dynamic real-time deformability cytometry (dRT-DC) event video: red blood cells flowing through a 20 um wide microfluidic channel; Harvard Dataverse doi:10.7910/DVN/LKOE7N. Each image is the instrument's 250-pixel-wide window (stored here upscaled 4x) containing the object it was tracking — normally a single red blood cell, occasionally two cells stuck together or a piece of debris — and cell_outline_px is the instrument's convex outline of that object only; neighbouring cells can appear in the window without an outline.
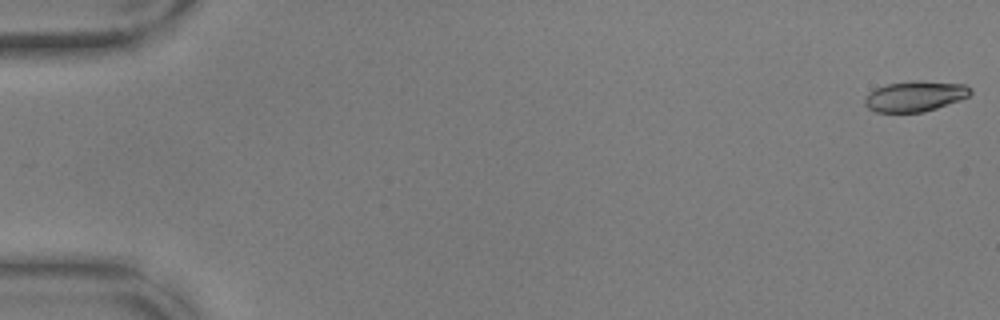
{"species": "common noctule bat (a hibernating species)", "species_latin": "Nyctalus noctula", "temperature_condition": "warm", "stored_images_in_passage": 56, "camera_frame_rate_fps": 3000, "um_per_image_px": 0.085, "animal": {"sex": "male", "body_mass_g": 17.9, "forearm_length_mm": 54.2}, "frame": {"image": 1, "passage_image": 1, "time_ms": 0.0, "image_size_px": [1000, 320], "cell_outline_px": [[972, 92], [968, 96], [960, 100], [924, 112], [876, 112], [868, 108], [864, 104], [864, 100], [876, 88], [888, 84], [908, 80], [920, 80], [964, 84], [972, 88]], "centroid_in_image_um": [77.81, 8.17], "position_along_channel_um": 7.2, "area_um2": 18.79}}
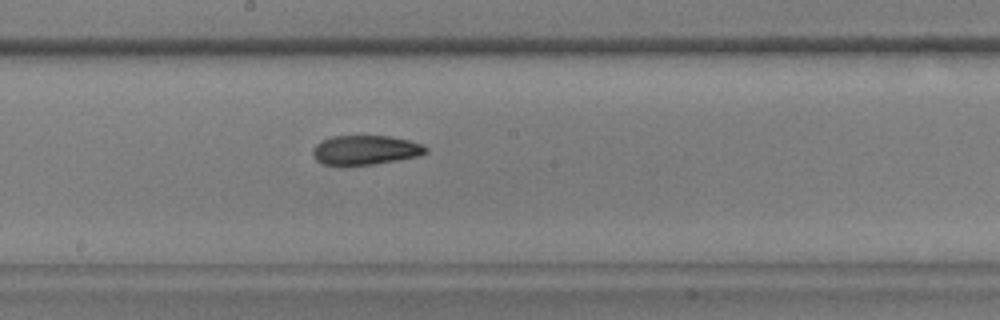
{"frame": {"image": 2, "passage_image": 31, "time_ms": 10.0, "image_size_px": [1000, 320], "cell_outline_px": [[428, 152], [420, 156], [372, 164], [320, 164], [312, 156], [312, 148], [320, 140], [332, 136], [388, 136], [412, 140], [424, 144], [428, 148]], "centroid_in_image_um": [31.08, 12.73], "position_along_channel_um": 217.1, "area_um2": 19.48}}
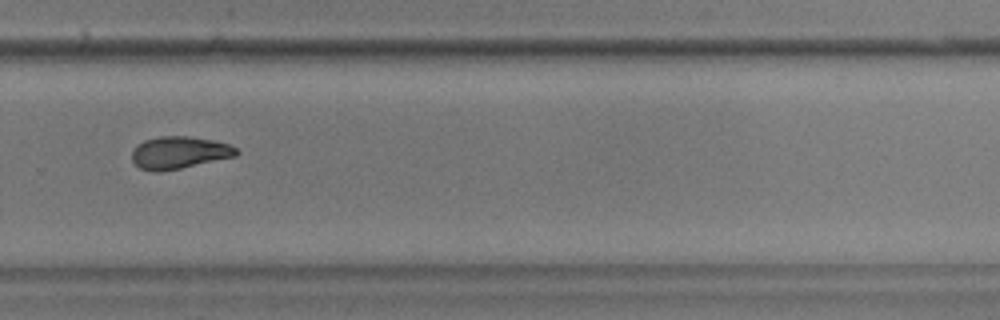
{"frame": {"image": 3, "passage_image": 39, "time_ms": 12.667, "image_size_px": [1000, 320], "cell_outline_px": [[240, 152], [236, 156], [180, 168], [160, 172], [152, 172], [140, 168], [132, 160], [132, 152], [136, 144], [144, 140], [160, 136], [188, 136], [212, 140], [228, 144], [236, 148]], "centroid_in_image_um": [15.2, 12.97], "position_along_channel_um": 314.6, "area_um2": 19.65}, "authors_computed_cell_mechanics": {"area_um2": 19.7676, "velocity_mm_per_s": 3.6662, "shape_relaxation_time_tau1_ms": null, "shape_relaxation_time_tau2_ms": 4.3281, "deformation_change_tau1": null, "deformation_change_tau2": 0.0995}}